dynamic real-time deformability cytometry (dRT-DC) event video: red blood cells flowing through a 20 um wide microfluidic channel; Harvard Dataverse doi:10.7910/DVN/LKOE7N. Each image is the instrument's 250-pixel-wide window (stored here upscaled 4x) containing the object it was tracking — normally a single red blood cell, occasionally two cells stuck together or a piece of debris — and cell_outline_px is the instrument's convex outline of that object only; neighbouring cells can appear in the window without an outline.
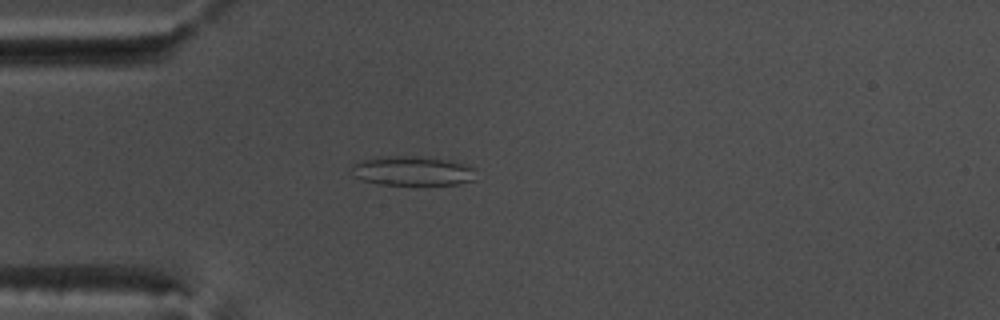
{"species": "common noctule bat (a hibernating species)", "species_latin": "Nyctalus noctula", "temperature_condition": "warm", "stored_images_in_passage": 47, "camera_frame_rate_fps": 3000, "um_per_image_px": 0.085, "animal": {"sex": "male", "body_mass_g": 17.5, "forearm_length_mm": 52.3}, "frame": {"image": 1, "passage_image": 9, "time_ms": 2.667, "image_size_px": [1000, 320], "cell_outline_px": [[476, 180], [456, 184], [380, 184], [364, 180], [356, 176], [352, 168], [352, 164], [364, 160], [384, 156], [416, 156], [452, 160], [464, 164], [472, 168]], "centroid_in_image_um": [35.1, 14.52], "position_along_channel_um": 49.9, "area_um2": 20.92}}
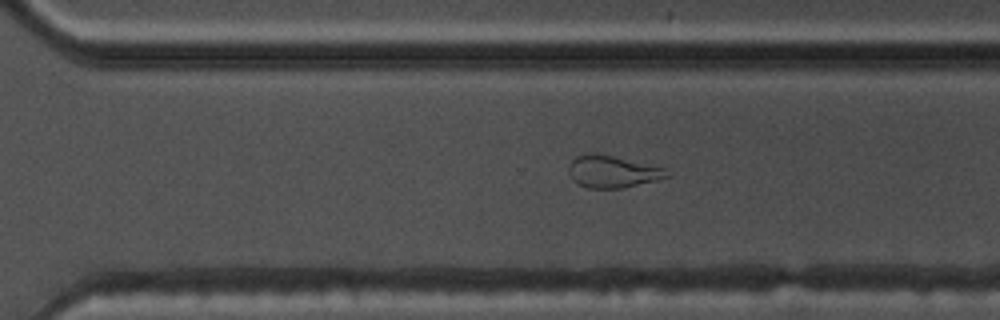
{"frame": {"image": 2, "passage_image": 31, "time_ms": 10.0, "image_size_px": [1000, 320], "cell_outline_px": [[668, 176], [656, 180], [624, 188], [588, 188], [572, 180], [568, 172], [568, 164], [576, 156], [588, 152], [596, 152], [668, 168]], "centroid_in_image_um": [52.04, 14.57], "position_along_channel_um": 318.6, "area_um2": 18.61}}
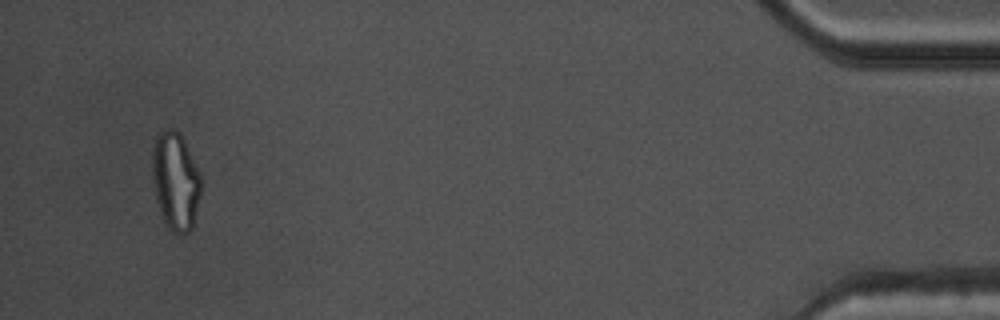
{"frame": {"image": 3, "passage_image": 45, "time_ms": 14.667, "image_size_px": [1000, 320], "cell_outline_px": [[200, 196], [192, 228], [188, 232], [172, 232], [164, 224], [156, 200], [152, 180], [152, 148], [156, 136], [160, 132], [168, 128], [172, 128], [180, 132], [184, 140], [200, 176]], "centroid_in_image_um": [14.88, 15.38], "position_along_channel_um": 420.3, "area_um2": 27.74}, "authors_computed_cell_mechanics": {"area_um2": 21.0392, "velocity_mm_per_s": 3.8294, "shape_relaxation_time_tau1_ms": null, "shape_relaxation_time_tau2_ms": 1.8831, "deformation_change_tau1": null, "deformation_change_tau2": 0.1027}}